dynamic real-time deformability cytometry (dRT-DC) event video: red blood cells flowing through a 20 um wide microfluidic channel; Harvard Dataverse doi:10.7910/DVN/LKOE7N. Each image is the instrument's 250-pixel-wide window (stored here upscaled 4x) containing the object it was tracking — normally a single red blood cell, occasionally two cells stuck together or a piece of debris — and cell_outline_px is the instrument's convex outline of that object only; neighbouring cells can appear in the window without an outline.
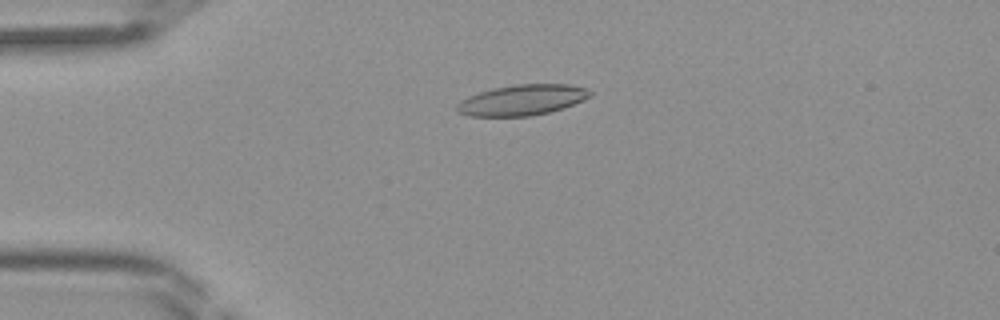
{"species": "Egyptian fruit bat (a non-hibernating species)", "species_latin": "Rousettus aegyptiacus", "temperature_condition": "room temperature", "stored_images_in_passage": 42, "camera_frame_rate_fps": 3000, "um_per_image_px": 0.085, "frame": {"image": 1, "passage_image": 9, "time_ms": 2.667, "image_size_px": [1000, 320], "cell_outline_px": [[592, 96], [584, 100], [564, 108], [548, 112], [528, 116], [468, 116], [456, 112], [456, 104], [460, 100], [468, 96], [492, 88], [516, 84], [568, 84], [584, 88], [592, 92]], "centroid_in_image_um": [44.36, 8.5], "position_along_channel_um": 40.6, "area_um2": 23.87}}
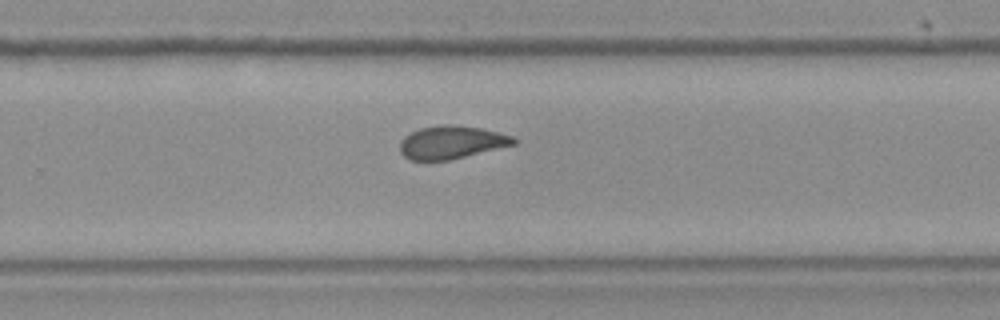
{"frame": {"image": 2, "passage_image": 27, "time_ms": 8.667, "image_size_px": [1000, 320], "cell_outline_px": [[516, 144], [448, 160], [408, 160], [400, 152], [400, 140], [404, 136], [420, 128], [444, 124], [448, 124], [480, 128], [512, 136], [516, 140]], "centroid_in_image_um": [38.33, 12.1], "position_along_channel_um": 291.5, "area_um2": 21.62}}
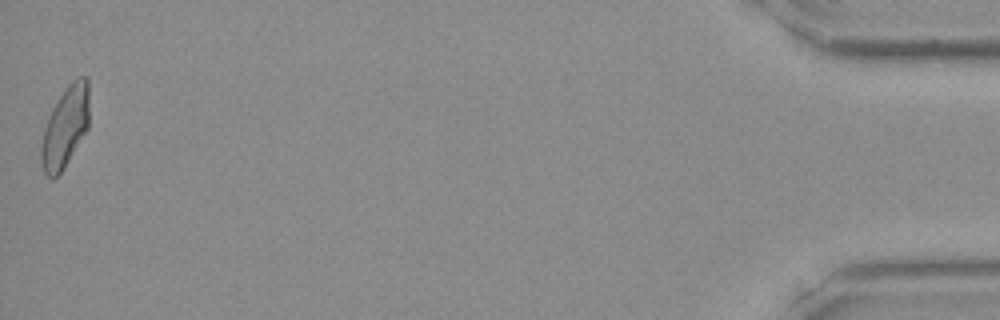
{"frame": {"image": 3, "passage_image": 42, "time_ms": 13.667, "image_size_px": [1000, 320], "cell_outline_px": [[88, 128], [64, 168], [52, 180], [44, 172], [40, 164], [40, 148], [44, 128], [48, 116], [52, 108], [68, 84], [72, 80], [80, 76], [88, 76]], "centroid_in_image_um": [5.52, 10.8], "position_along_channel_um": 429.7, "area_um2": 22.66}}